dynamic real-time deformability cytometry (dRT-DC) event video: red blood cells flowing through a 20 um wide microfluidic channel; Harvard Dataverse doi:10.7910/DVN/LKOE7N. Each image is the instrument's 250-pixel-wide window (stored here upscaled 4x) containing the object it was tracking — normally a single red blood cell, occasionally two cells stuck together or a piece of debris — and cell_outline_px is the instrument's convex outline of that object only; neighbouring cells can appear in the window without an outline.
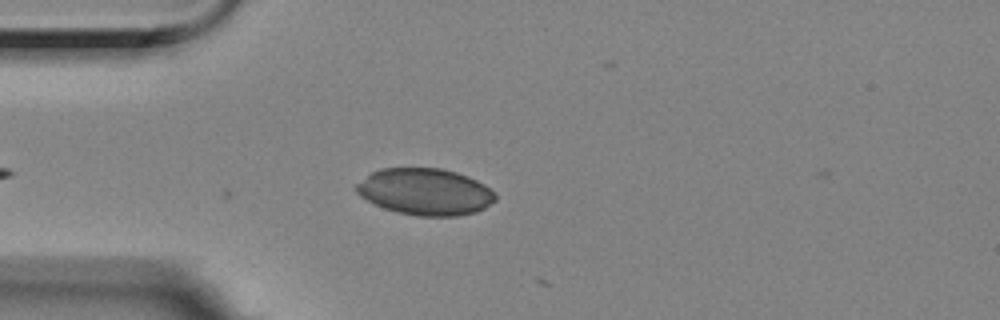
{"species": "Egyptian fruit bat (a non-hibernating species)", "species_latin": "Rousettus aegyptiacus", "temperature_condition": "room temperature", "stored_images_in_passage": 9, "camera_frame_rate_fps": 3000, "um_per_image_px": 0.085, "animal": {"sex": "female"}, "frame": {"image": 1, "passage_image": 9, "time_ms": 2.667, "image_size_px": [1000, 320], "cell_outline_px": [[496, 200], [484, 208], [476, 212], [460, 216], [416, 216], [396, 212], [384, 208], [360, 196], [356, 192], [356, 184], [372, 172], [380, 168], [440, 168], [456, 172], [468, 176], [484, 184], [496, 192]], "centroid_in_image_um": [36.17, 16.3], "position_along_channel_um": 48.8, "area_um2": 37.92}}